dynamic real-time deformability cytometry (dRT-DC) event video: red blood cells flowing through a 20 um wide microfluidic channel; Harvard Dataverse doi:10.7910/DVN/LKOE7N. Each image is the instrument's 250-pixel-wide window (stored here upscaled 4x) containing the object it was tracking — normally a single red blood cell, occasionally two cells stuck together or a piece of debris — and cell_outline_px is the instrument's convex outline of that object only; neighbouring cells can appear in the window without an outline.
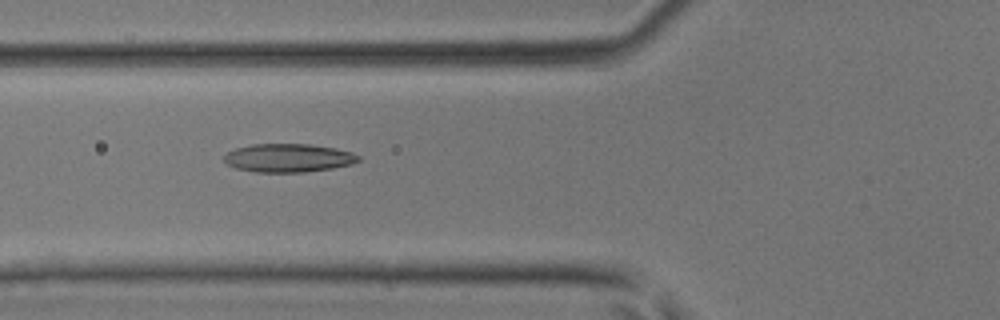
{"species": "common noctule bat (a hibernating species)", "species_latin": "Nyctalus noctula", "temperature_condition": "room temperature", "stored_images_in_passage": 44, "camera_frame_rate_fps": 3000, "um_per_image_px": 0.085, "animal": {"sex": "male", "body_mass_g": 17.9, "forearm_length_mm": 54.2}, "frame": {"image": 1, "passage_image": 17, "time_ms": 5.333, "image_size_px": [1000, 320], "cell_outline_px": [[360, 160], [352, 164], [332, 168], [304, 172], [256, 172], [236, 168], [228, 164], [224, 160], [224, 156], [228, 152], [236, 148], [252, 144], [308, 144], [336, 148], [352, 152], [360, 156]], "centroid_in_image_um": [24.53, 13.42], "position_along_channel_um": 101.3, "area_um2": 22.2}}
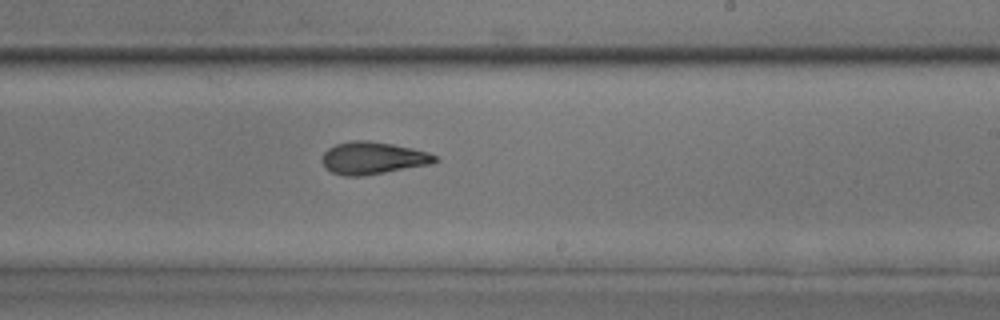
{"frame": {"image": 2, "passage_image": 27, "time_ms": 8.667, "image_size_px": [1000, 320], "cell_outline_px": [[440, 160], [432, 164], [364, 176], [344, 176], [332, 172], [324, 168], [320, 160], [324, 152], [328, 148], [336, 144], [352, 140], [368, 140], [392, 144], [412, 148], [428, 152], [436, 156]], "centroid_in_image_um": [31.68, 13.44], "position_along_channel_um": 257.3, "area_um2": 21.56}}
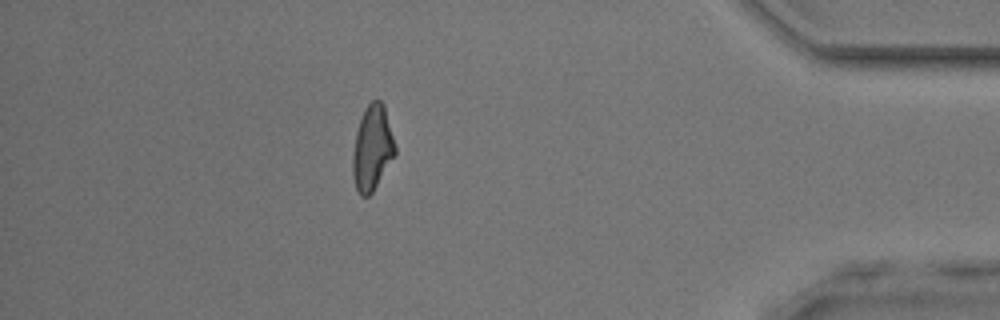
{"frame": {"image": 3, "passage_image": 39, "time_ms": 12.667, "image_size_px": [1000, 320], "cell_outline_px": [[396, 152], [372, 192], [368, 196], [360, 196], [356, 188], [352, 172], [352, 156], [356, 132], [364, 108], [372, 100], [380, 100], [384, 104], [396, 148]], "centroid_in_image_um": [31.63, 12.56], "position_along_channel_um": 403.6, "area_um2": 20.75}}